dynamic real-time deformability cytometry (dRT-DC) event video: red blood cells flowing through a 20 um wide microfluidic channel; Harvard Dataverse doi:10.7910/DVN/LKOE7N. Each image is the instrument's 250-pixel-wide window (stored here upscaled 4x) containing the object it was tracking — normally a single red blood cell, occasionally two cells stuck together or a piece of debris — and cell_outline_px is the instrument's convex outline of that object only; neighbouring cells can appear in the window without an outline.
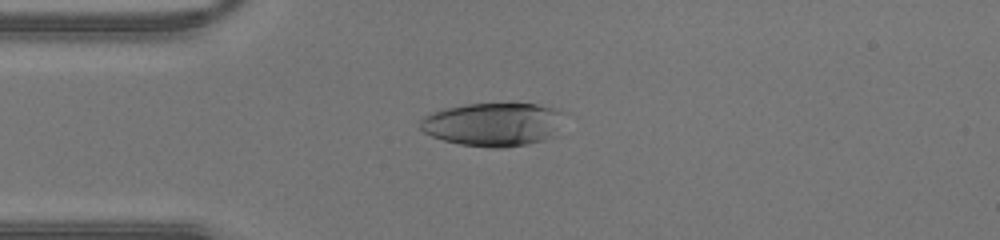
{"species": "human", "species_latin": "Homo sapiens", "temperature_condition": "warm", "stored_images_in_passage": 42, "camera_frame_rate_fps": 3000, "um_per_image_px": 0.085, "donor": {"sex": "male"}, "frame": {"image": 1, "passage_image": 10, "time_ms": 3.0, "image_size_px": [1000, 240], "cell_outline_px": [[560, 112], [552, 136], [544, 140], [528, 144], [504, 148], [492, 148], [460, 144], [444, 140], [432, 136], [424, 132], [420, 128], [420, 120], [424, 116], [440, 108], [464, 104], [536, 104], [560, 108]], "centroid_in_image_um": [41.82, 10.56], "position_along_channel_um": 43.2, "area_um2": 36.13}}
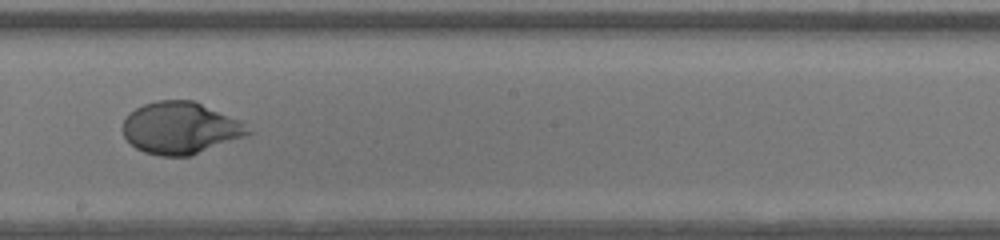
{"frame": {"image": 2, "passage_image": 23, "time_ms": 7.333, "image_size_px": [1000, 240], "cell_outline_px": [[252, 132], [244, 136], [188, 156], [160, 156], [144, 152], [136, 148], [124, 136], [124, 120], [136, 108], [144, 104], [156, 100], [192, 100], [240, 120]], "centroid_in_image_um": [15.31, 10.88], "position_along_channel_um": 232.9, "area_um2": 37.22}}
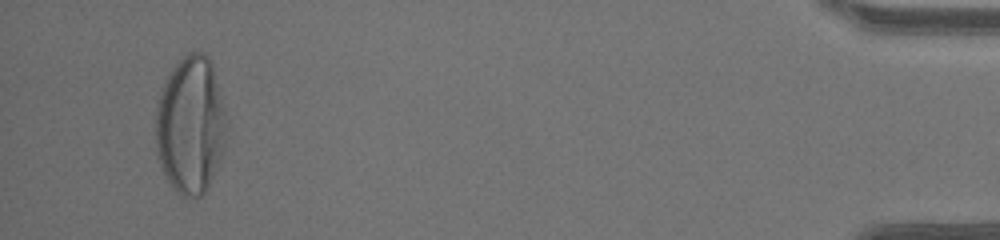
{"frame": {"image": 3, "passage_image": 40, "time_ms": 13.0, "image_size_px": [1000, 240], "cell_outline_px": [[228, 124], [224, 144], [216, 168], [208, 188], [200, 196], [180, 196], [176, 192], [164, 176], [156, 152], [156, 104], [160, 92], [168, 72], [188, 52], [204, 52], [208, 56], [212, 64], [224, 104], [228, 120]], "centroid_in_image_um": [16.19, 10.62], "position_along_channel_um": 419.0, "area_um2": 57.28}}